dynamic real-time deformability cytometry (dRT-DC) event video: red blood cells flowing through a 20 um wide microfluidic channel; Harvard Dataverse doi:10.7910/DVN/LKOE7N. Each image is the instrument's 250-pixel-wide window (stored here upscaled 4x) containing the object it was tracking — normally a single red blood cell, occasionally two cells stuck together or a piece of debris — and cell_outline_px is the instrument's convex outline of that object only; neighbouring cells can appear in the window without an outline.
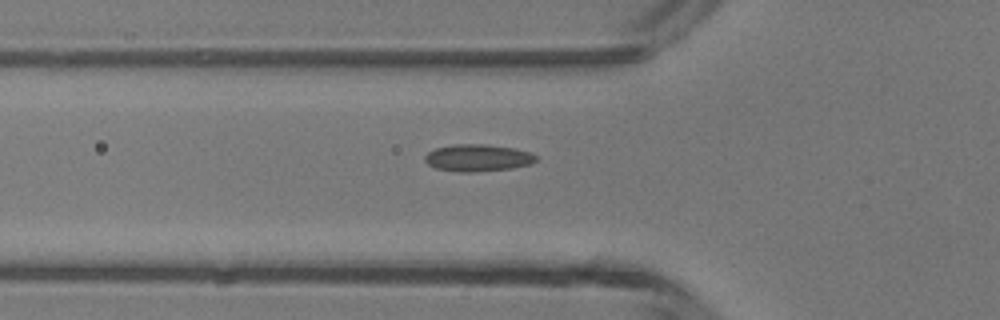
{"species": "common noctule bat (a hibernating species)", "species_latin": "Nyctalus noctula", "temperature_condition": "room temperature", "stored_images_in_passage": 34, "camera_frame_rate_fps": 3000, "um_per_image_px": 0.085, "animal": {"sex": "male", "body_mass_g": 13.3}, "frame": {"image": 1, "passage_image": 8, "time_ms": 2.333, "image_size_px": [1000, 320], "cell_outline_px": [[536, 160], [532, 164], [512, 168], [476, 172], [460, 172], [436, 168], [428, 164], [424, 160], [424, 156], [428, 152], [436, 148], [452, 144], [488, 144], [512, 148], [528, 152], [536, 156]], "centroid_in_image_um": [40.59, 13.42], "position_along_channel_um": 85.2, "area_um2": 17.51}}
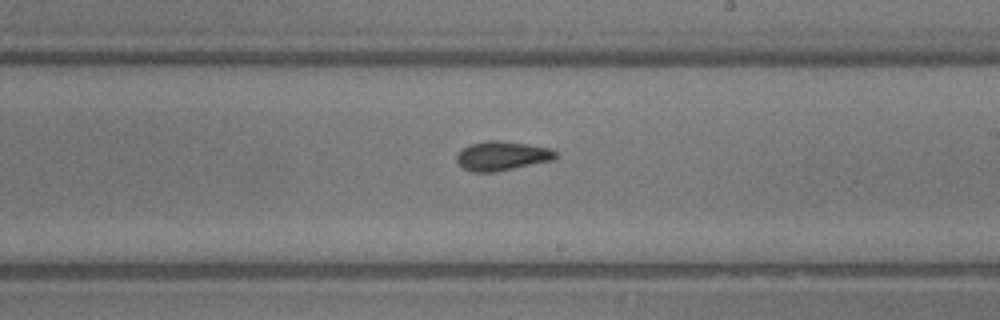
{"frame": {"image": 2, "passage_image": 19, "time_ms": 6.0, "image_size_px": [1000, 320], "cell_outline_px": [[556, 156], [552, 160], [496, 172], [472, 172], [464, 168], [456, 160], [456, 156], [460, 148], [468, 144], [488, 140], [496, 140], [524, 144], [548, 148], [556, 152]], "centroid_in_image_um": [42.59, 13.25], "position_along_channel_um": 246.4, "area_um2": 16.7}}
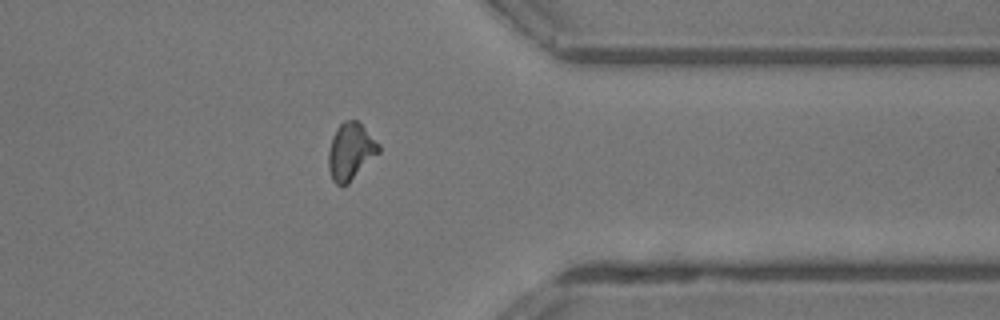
{"frame": {"image": 3, "passage_image": 29, "time_ms": 9.333, "image_size_px": [1000, 320], "cell_outline_px": [[380, 152], [348, 184], [340, 188], [332, 180], [328, 168], [328, 152], [332, 136], [336, 128], [344, 120], [356, 120], [380, 144]], "centroid_in_image_um": [29.78, 12.9], "position_along_channel_um": 381.6, "area_um2": 16.82}}